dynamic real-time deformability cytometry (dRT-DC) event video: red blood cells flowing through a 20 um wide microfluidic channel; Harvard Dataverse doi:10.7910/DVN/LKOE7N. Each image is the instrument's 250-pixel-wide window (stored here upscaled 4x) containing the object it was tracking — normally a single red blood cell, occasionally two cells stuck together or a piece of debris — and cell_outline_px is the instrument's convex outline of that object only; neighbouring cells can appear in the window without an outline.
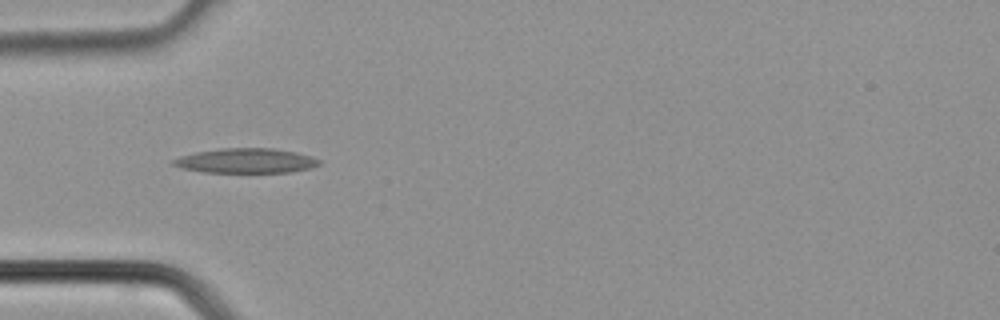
{"species": "common noctule bat (a hibernating species)", "species_latin": "Nyctalus noctula", "temperature_condition": "cold", "stored_images_in_passage": 33, "camera_frame_rate_fps": 3000, "um_per_image_px": 0.085, "animal": {"sex": "male", "body_mass_g": 21.5, "forearm_length_mm": 52.0}, "frame": {"image": 1, "passage_image": 11, "time_ms": 3.333, "image_size_px": [1000, 320], "cell_outline_px": [[312, 164], [300, 168], [276, 172], [216, 172], [196, 168], [180, 164], [196, 156], [208, 152], [284, 152], [296, 156]], "centroid_in_image_um": [20.94, 13.77], "position_along_channel_um": 64.1, "area_um2": 15.03}}
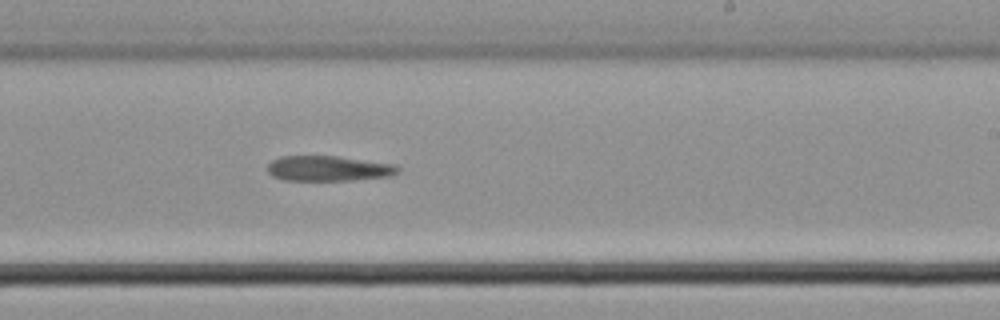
{"frame": {"image": 2, "passage_image": 22, "time_ms": 7.0, "image_size_px": [1000, 320], "cell_outline_px": [[392, 172], [368, 176], [324, 180], [304, 180], [280, 176], [272, 172], [268, 168], [276, 160], [296, 156], [324, 156], [376, 164], [392, 168]], "centroid_in_image_um": [27.59, 14.3], "position_along_channel_um": 261.4, "area_um2": 15.43}}
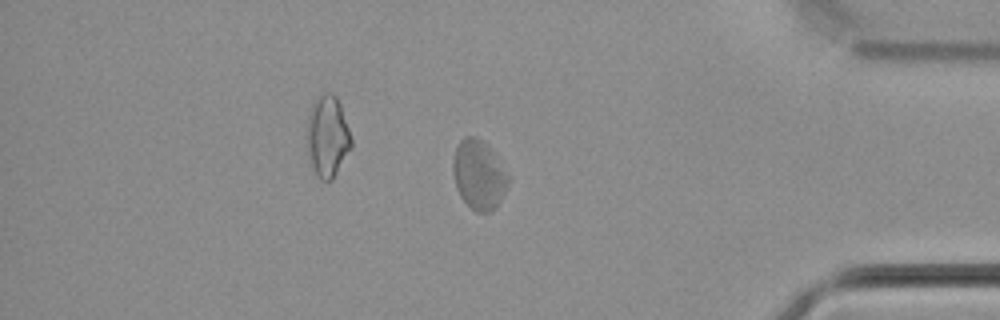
{"frame": {"image": 3, "passage_image": 31, "time_ms": 10.0, "image_size_px": [1000, 320], "cell_outline_px": [[348, 148], [332, 176], [328, 180], [316, 168], [312, 152], [312, 128], [316, 112], [320, 104], [336, 100], [348, 132]], "centroid_in_image_um": [27.96, 11.77], "position_along_channel_um": 407.2, "area_um2": 15.14}}